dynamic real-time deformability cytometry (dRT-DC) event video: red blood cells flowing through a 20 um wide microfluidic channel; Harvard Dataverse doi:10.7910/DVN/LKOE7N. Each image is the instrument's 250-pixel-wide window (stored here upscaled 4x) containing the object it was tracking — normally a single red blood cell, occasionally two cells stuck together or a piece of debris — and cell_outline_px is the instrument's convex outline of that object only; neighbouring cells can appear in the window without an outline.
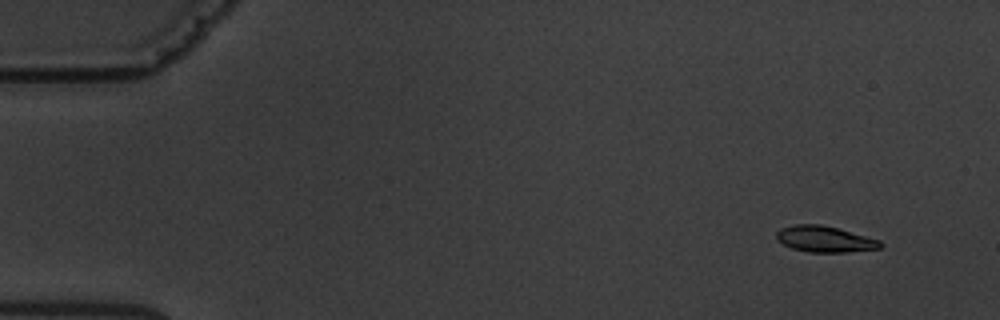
{"species": "common noctule bat (a hibernating species)", "species_latin": "Nyctalus noctula", "temperature_condition": "warm", "stored_images_in_passage": 10, "camera_frame_rate_fps": 3000, "um_per_image_px": 0.085, "animal": {"sex": "male", "body_mass_g": 19.5, "forearm_length_mm": 54.6}, "frame": {"image": 1, "passage_image": 1, "time_ms": 0.0, "image_size_px": [1000, 320], "cell_outline_px": [[884, 244], [880, 248], [844, 252], [808, 252], [792, 248], [776, 240], [776, 232], [780, 228], [796, 224], [820, 224], [836, 228], [880, 240]], "centroid_in_image_um": [70.07, 20.32], "position_along_channel_um": 14.9, "area_um2": 15.66}}
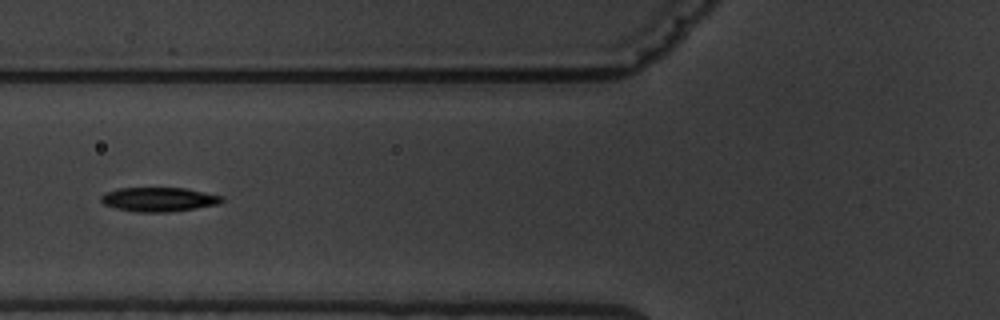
{"frame": {"image": 2, "passage_image": 6, "time_ms": 6.0, "image_size_px": [1000, 320], "cell_outline_px": [[224, 200], [216, 204], [196, 208], [168, 212], [136, 212], [116, 208], [104, 204], [100, 200], [100, 196], [104, 192], [116, 188], [184, 188], [224, 196]], "centroid_in_image_um": [13.46, 16.94], "position_along_channel_um": 112.3, "area_um2": 17.05}}
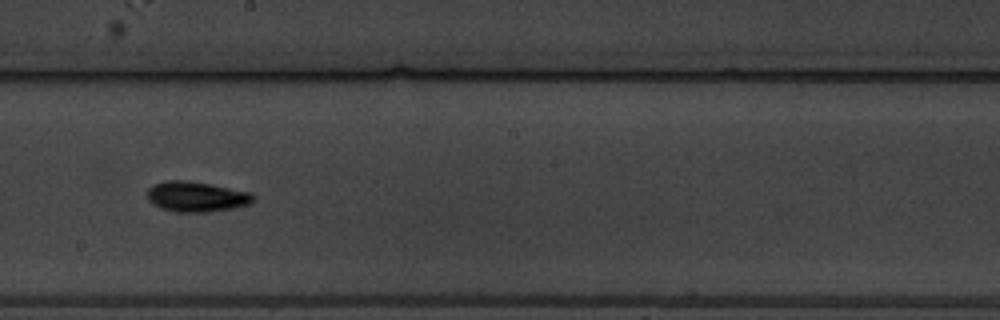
{"frame": {"image": 3, "passage_image": 9, "time_ms": 9.333, "image_size_px": [1000, 320], "cell_outline_px": [[256, 200], [248, 204], [232, 208], [208, 212], [176, 212], [160, 208], [152, 204], [148, 200], [148, 188], [156, 184], [168, 180], [184, 180], [208, 184], [252, 192], [256, 196]], "centroid_in_image_um": [16.71, 16.72], "position_along_channel_um": 231.5, "area_um2": 18.67}}